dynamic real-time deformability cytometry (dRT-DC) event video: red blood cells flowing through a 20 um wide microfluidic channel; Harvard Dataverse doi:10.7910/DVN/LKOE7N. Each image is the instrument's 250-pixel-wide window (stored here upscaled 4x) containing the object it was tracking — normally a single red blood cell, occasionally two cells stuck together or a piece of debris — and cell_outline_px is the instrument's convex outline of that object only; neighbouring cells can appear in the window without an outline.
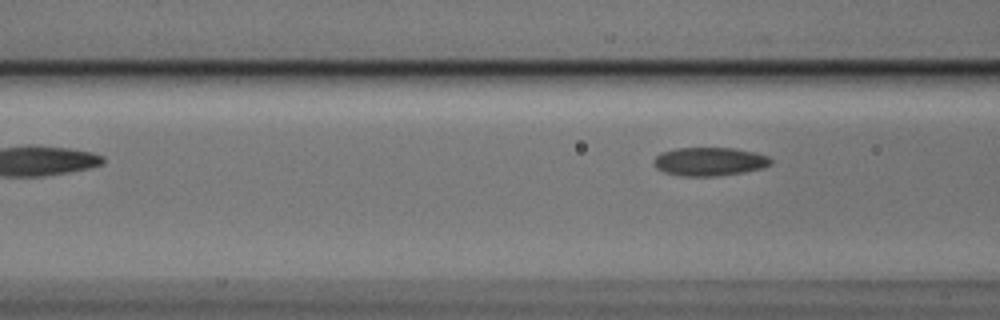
{"species": "Egyptian fruit bat (a non-hibernating species)", "species_latin": "Rousettus aegyptiacus", "temperature_condition": "cold", "stored_images_in_passage": 4, "camera_frame_rate_fps": 3000, "um_per_image_px": 0.085, "animal": {"sex": "male"}, "frame": {"image": 1, "passage_image": 4, "time_ms": 1.0, "image_size_px": [1000, 320], "cell_outline_px": [[772, 164], [760, 168], [744, 172], [716, 176], [680, 176], [664, 172], [656, 168], [652, 160], [660, 152], [676, 148], [732, 148], [756, 152], [768, 156], [772, 160]], "centroid_in_image_um": [60.28, 13.73], "position_along_channel_um": 106.3, "area_um2": 19.54}}